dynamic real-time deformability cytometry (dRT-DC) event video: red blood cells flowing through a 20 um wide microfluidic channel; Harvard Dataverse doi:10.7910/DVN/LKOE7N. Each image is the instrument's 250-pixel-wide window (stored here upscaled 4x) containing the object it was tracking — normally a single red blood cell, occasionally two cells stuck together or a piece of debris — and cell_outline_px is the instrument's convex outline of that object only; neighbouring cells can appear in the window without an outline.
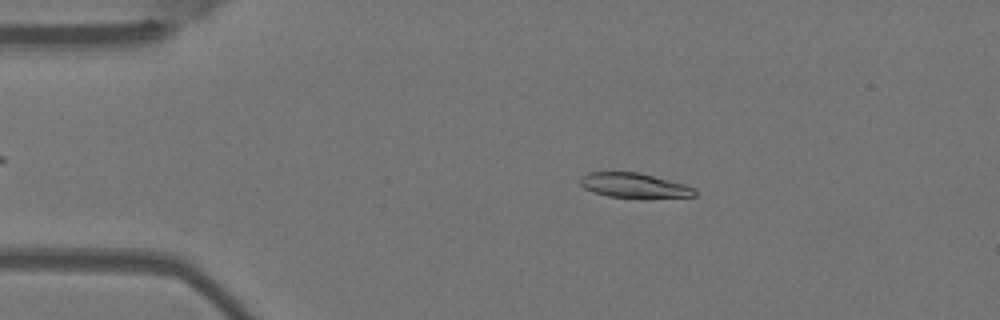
{"species": "Egyptian fruit bat (a non-hibernating species)", "species_latin": "Rousettus aegyptiacus", "temperature_condition": "warm", "stored_images_in_passage": 5, "camera_frame_rate_fps": 3000, "um_per_image_px": 0.085, "animal": {"sex": "female"}, "frame": {"image": 1, "passage_image": 2, "time_ms": 0.333, "image_size_px": [1000, 320], "cell_outline_px": [[696, 196], [640, 200], [608, 196], [592, 192], [584, 188], [580, 184], [580, 176], [588, 172], [640, 172], [684, 184], [696, 188]], "centroid_in_image_um": [53.93, 15.8], "position_along_channel_um": 31.1, "area_um2": 17.28}}
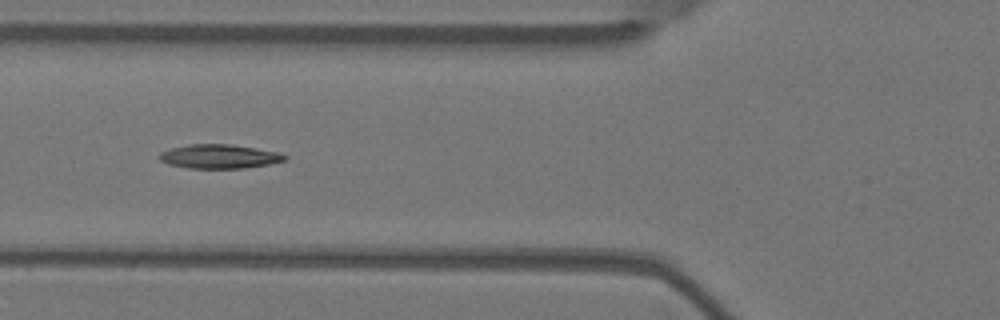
{"frame": {"image": 2, "passage_image": 4, "time_ms": 1.0, "image_size_px": [1000, 320], "cell_outline_px": [[288, 156], [284, 160], [268, 164], [244, 168], [188, 168], [168, 164], [160, 160], [156, 156], [160, 152], [172, 148], [188, 144], [228, 144], [280, 152]], "centroid_in_image_um": [18.6, 13.29], "position_along_channel_um": 107.2, "area_um2": 17.51}}
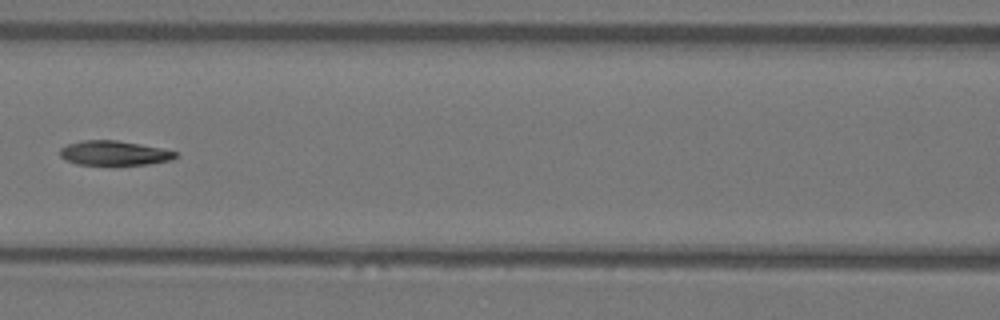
{"frame": {"image": 3, "passage_image": 5, "time_ms": 1.333, "image_size_px": [1000, 320], "cell_outline_px": [[176, 156], [172, 160], [148, 164], [116, 168], [112, 168], [76, 164], [60, 156], [60, 148], [68, 144], [84, 140], [116, 140], [140, 144], [160, 148], [176, 152]], "centroid_in_image_um": [9.69, 13.07], "position_along_channel_um": 156.9, "area_um2": 17.28}}